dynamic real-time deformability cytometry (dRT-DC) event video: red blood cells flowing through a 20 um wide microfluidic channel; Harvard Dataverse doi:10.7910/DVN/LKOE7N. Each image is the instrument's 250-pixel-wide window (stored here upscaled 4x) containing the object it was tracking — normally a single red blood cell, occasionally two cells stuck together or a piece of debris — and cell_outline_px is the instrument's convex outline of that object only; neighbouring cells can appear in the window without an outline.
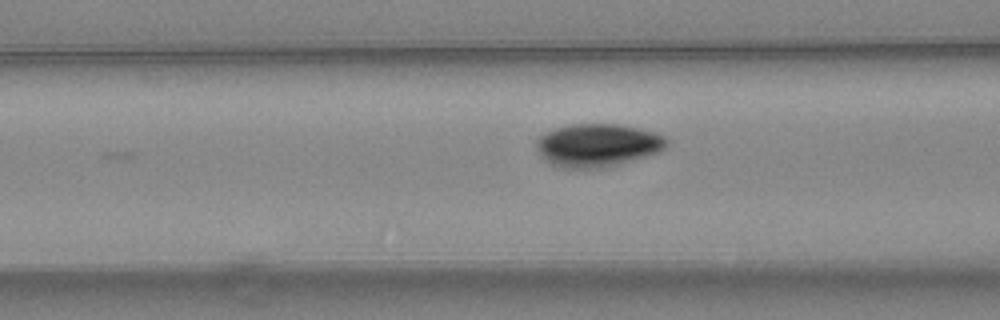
{"species": "common noctule bat (a hibernating species)", "species_latin": "Nyctalus noctula", "temperature_condition": "warm", "stored_images_in_passage": 3, "camera_frame_rate_fps": 3000, "um_per_image_px": 0.085, "animal": {"sex": "female", "body_mass_g": 24.6, "forearm_length_mm": 56.2}, "frame": {"image": 1, "passage_image": 3, "time_ms": 0.667, "image_size_px": [1000, 320], "cell_outline_px": [[668, 144], [660, 152], [616, 164], [600, 168], [564, 168], [552, 164], [536, 148], [536, 140], [540, 136], [556, 128], [572, 124], [620, 124], [640, 128], [656, 132], [664, 136], [668, 140]], "centroid_in_image_um": [50.84, 12.32], "position_along_channel_um": 115.8, "area_um2": 32.31}}